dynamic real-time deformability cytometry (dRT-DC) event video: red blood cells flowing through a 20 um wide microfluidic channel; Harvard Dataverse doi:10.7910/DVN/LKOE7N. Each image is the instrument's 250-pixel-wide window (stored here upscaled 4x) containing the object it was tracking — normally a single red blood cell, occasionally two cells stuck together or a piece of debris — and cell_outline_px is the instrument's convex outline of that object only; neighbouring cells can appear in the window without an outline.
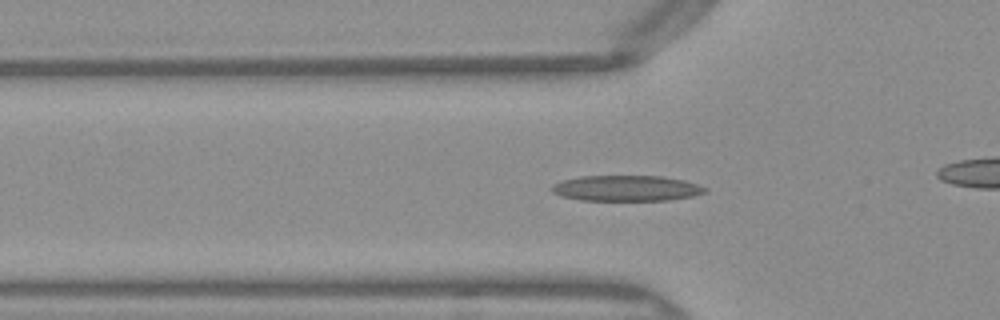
{"species": "Egyptian fruit bat (a non-hibernating species)", "species_latin": "Rousettus aegyptiacus", "temperature_condition": "warm", "stored_images_in_passage": 50, "camera_frame_rate_fps": 3000, "um_per_image_px": 0.085, "frame": {"image": 1, "passage_image": 16, "time_ms": 5.0, "image_size_px": [1000, 320], "cell_outline_px": [[708, 192], [692, 196], [668, 200], [580, 200], [560, 196], [552, 192], [552, 184], [564, 180], [580, 176], [664, 176], [684, 180], [708, 188]], "centroid_in_image_um": [53.25, 16.0], "position_along_channel_um": 72.5, "area_um2": 22.95}}
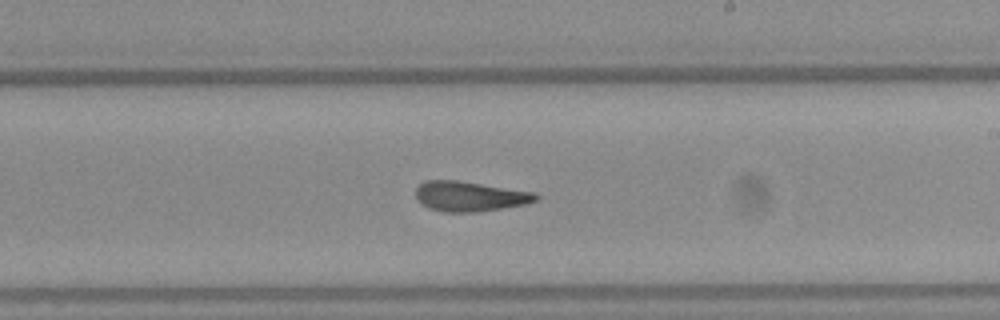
{"frame": {"image": 2, "passage_image": 29, "time_ms": 9.333, "image_size_px": [1000, 320], "cell_outline_px": [[540, 200], [528, 204], [480, 212], [444, 212], [428, 208], [416, 200], [416, 188], [424, 180], [456, 180], [536, 192], [540, 196]], "centroid_in_image_um": [39.97, 16.7], "position_along_channel_um": 249.0, "area_um2": 21.39}}
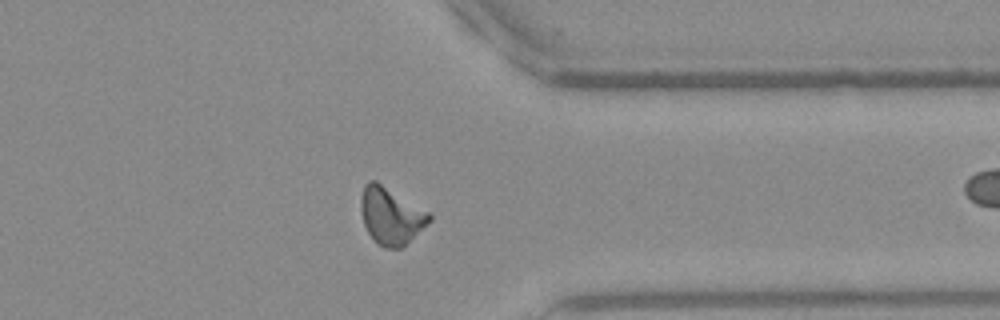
{"frame": {"image": 3, "passage_image": 39, "time_ms": 12.667, "image_size_px": [1000, 320], "cell_outline_px": [[432, 220], [400, 248], [384, 248], [376, 244], [368, 232], [364, 224], [360, 208], [360, 200], [364, 184], [368, 180], [376, 180], [428, 212], [432, 216]], "centroid_in_image_um": [33.19, 18.33], "position_along_channel_um": 378.2, "area_um2": 22.54}, "authors_computed_cell_mechanics": {"area_um2": 21.2415, "velocity_mm_per_s": 4.0482, "shape_relaxation_time_tau1_ms": null, "shape_relaxation_time_tau2_ms": 2.1454, "deformation_change_tau1": null, "deformation_change_tau2": 0.1116}}